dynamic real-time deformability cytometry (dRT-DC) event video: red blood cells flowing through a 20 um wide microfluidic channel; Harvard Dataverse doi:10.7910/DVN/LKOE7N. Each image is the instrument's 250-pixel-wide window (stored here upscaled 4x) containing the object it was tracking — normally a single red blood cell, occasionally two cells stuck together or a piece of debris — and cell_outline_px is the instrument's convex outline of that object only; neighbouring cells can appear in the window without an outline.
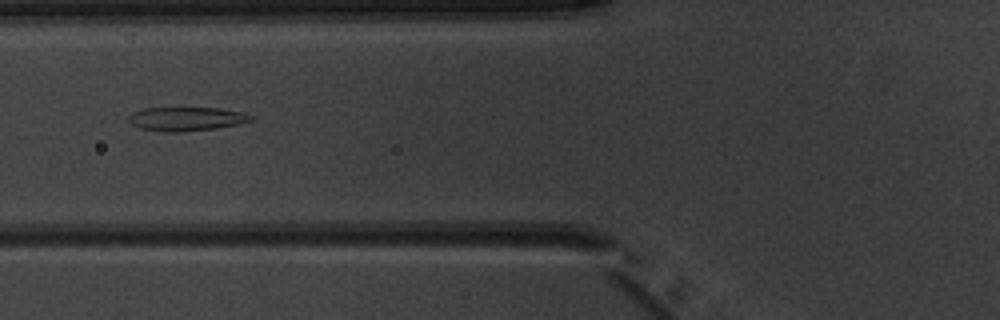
{"species": "common noctule bat (a hibernating species)", "species_latin": "Nyctalus noctula", "temperature_condition": "warm", "stored_images_in_passage": 7, "camera_frame_rate_fps": 3000, "um_per_image_px": 0.085, "animal": {"sex": "male", "body_mass_g": 20.1, "forearm_length_mm": 53.5}, "frame": {"image": 1, "passage_image": 6, "time_ms": 6.0, "image_size_px": [1000, 320], "cell_outline_px": [[252, 120], [240, 124], [216, 128], [176, 132], [164, 132], [140, 128], [132, 124], [128, 120], [128, 116], [144, 108], [220, 108], [244, 112], [252, 116]], "centroid_in_image_um": [15.87, 10.1], "position_along_channel_um": 109.9, "area_um2": 16.88}}
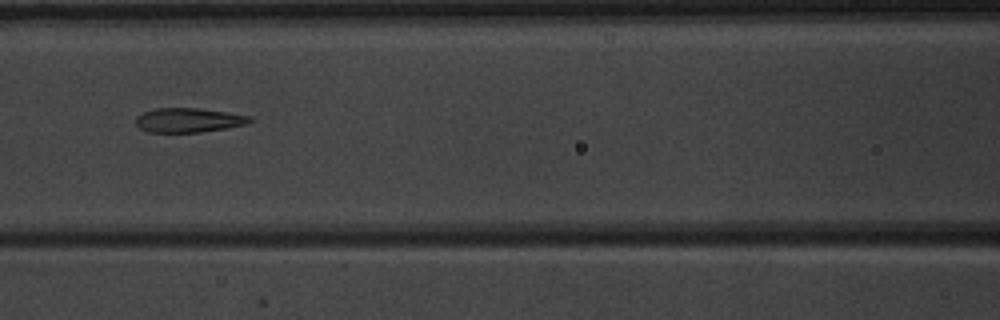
{"frame": {"image": 2, "passage_image": 7, "time_ms": 7.0, "image_size_px": [1000, 320], "cell_outline_px": [[256, 120], [248, 124], [228, 128], [200, 132], [148, 132], [140, 128], [136, 124], [136, 116], [144, 112], [156, 108], [200, 108], [228, 112], [252, 116]], "centroid_in_image_um": [16.1, 10.21], "position_along_channel_um": 150.5, "area_um2": 16.42}}